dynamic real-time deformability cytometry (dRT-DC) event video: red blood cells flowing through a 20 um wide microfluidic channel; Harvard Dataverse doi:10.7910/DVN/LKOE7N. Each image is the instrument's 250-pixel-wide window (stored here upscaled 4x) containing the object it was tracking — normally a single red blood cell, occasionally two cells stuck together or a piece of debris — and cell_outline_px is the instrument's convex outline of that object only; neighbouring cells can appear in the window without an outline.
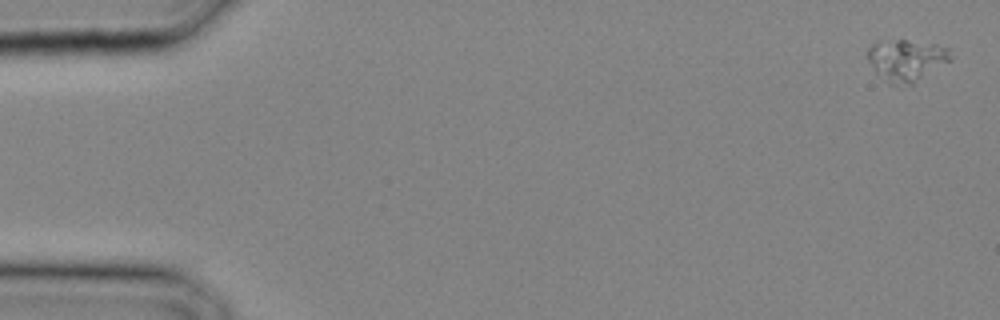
{"species": "common noctule bat (a hibernating species)", "species_latin": "Nyctalus noctula", "temperature_condition": "cold", "stored_images_in_passage": 28, "camera_frame_rate_fps": 3000, "um_per_image_px": 0.085, "animal": {"sex": "male", "body_mass_g": 20.4}, "frame": {"image": 1, "passage_image": 1, "time_ms": 0.0, "image_size_px": [1000, 320], "cell_outline_px": [[952, 60], [912, 84], [888, 84], [876, 72], [868, 60], [868, 48], [872, 44], [896, 40], [908, 40], [936, 44], [948, 48], [952, 56]], "centroid_in_image_um": [77.08, 5.11], "position_along_channel_um": 7.9, "area_um2": 19.88}}
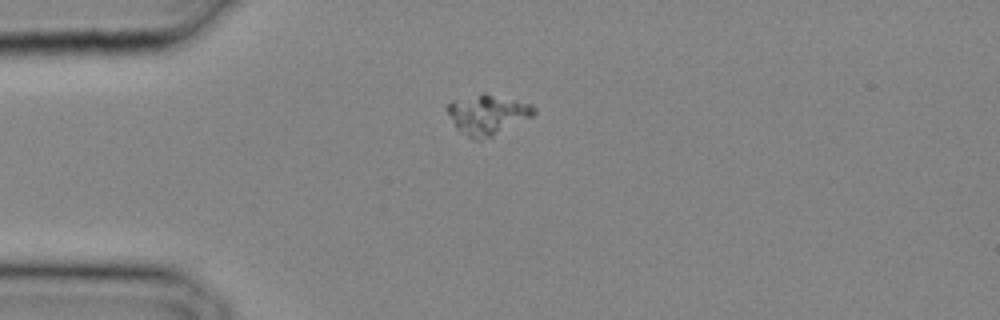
{"frame": {"image": 2, "passage_image": 8, "time_ms": 2.333, "image_size_px": [1000, 320], "cell_outline_px": [[536, 112], [532, 116], [492, 136], [476, 140], [460, 132], [456, 128], [448, 112], [448, 104], [452, 100], [484, 92], [532, 104], [536, 108]], "centroid_in_image_um": [41.44, 9.71], "position_along_channel_um": 43.6, "area_um2": 19.88}}
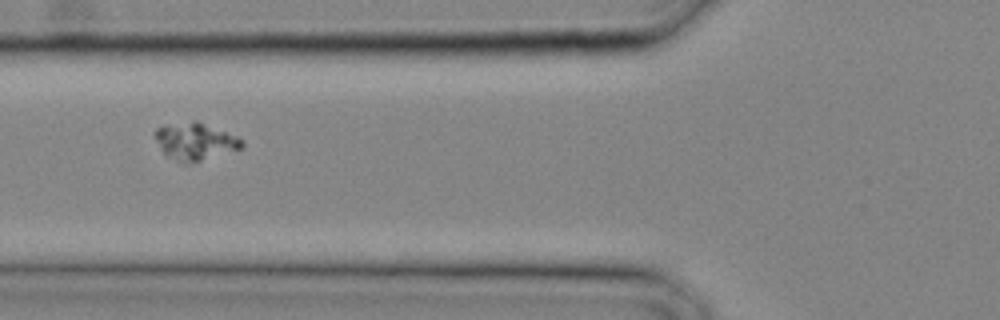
{"frame": {"image": 3, "passage_image": 12, "time_ms": 3.667, "image_size_px": [1000, 320], "cell_outline_px": [[244, 148], [200, 160], [184, 164], [180, 164], [168, 156], [164, 152], [152, 136], [156, 128], [164, 124], [196, 120], [236, 136], [244, 140]], "centroid_in_image_um": [16.55, 12.0], "position_along_channel_um": 109.2, "area_um2": 18.96}}